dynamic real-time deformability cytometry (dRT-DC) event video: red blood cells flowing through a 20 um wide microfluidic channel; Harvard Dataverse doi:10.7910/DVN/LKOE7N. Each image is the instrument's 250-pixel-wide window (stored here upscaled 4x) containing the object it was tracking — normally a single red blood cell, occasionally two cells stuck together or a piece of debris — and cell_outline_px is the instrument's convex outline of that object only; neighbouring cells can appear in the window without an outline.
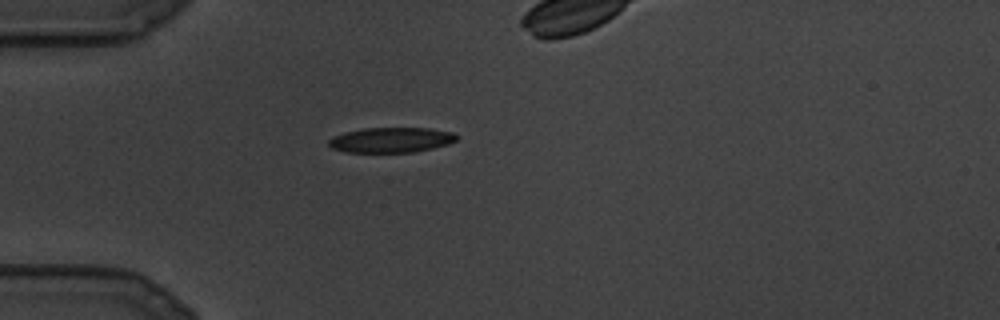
{"species": "common noctule bat (a hibernating species)", "species_latin": "Nyctalus noctula", "temperature_condition": "cold", "stored_images_in_passage": 13, "camera_frame_rate_fps": 3000, "um_per_image_px": 0.085, "animal": {"sex": "male", "body_mass_g": 19.5, "forearm_length_mm": 54.6}, "frame": {"image": 1, "passage_image": 1, "time_ms": 0.0, "image_size_px": [1000, 320], "cell_outline_px": [[460, 136], [456, 140], [448, 144], [416, 152], [344, 152], [332, 148], [328, 144], [328, 140], [332, 136], [344, 132], [364, 128], [428, 128], [452, 132]], "centroid_in_image_um": [33.23, 11.89], "position_along_channel_um": 51.8, "area_um2": 18.84}}
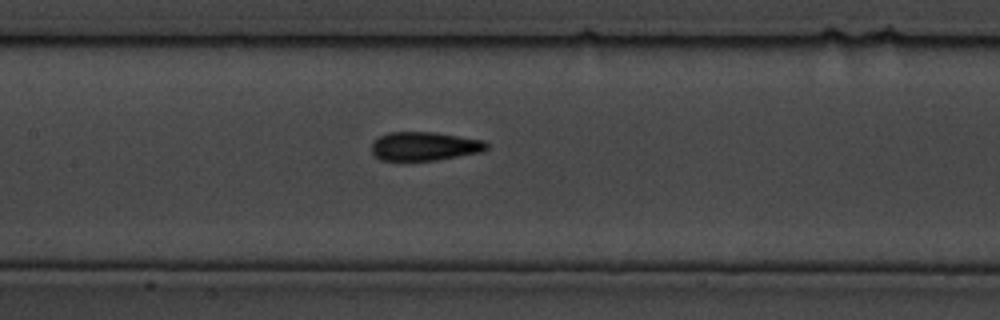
{"frame": {"image": 2, "passage_image": 7, "time_ms": 2.0, "image_size_px": [1000, 320], "cell_outline_px": [[488, 148], [484, 152], [436, 160], [404, 164], [380, 160], [372, 152], [372, 140], [388, 132], [436, 132], [484, 140], [488, 144]], "centroid_in_image_um": [36.05, 12.47], "position_along_channel_um": 171.4, "area_um2": 20.23}}
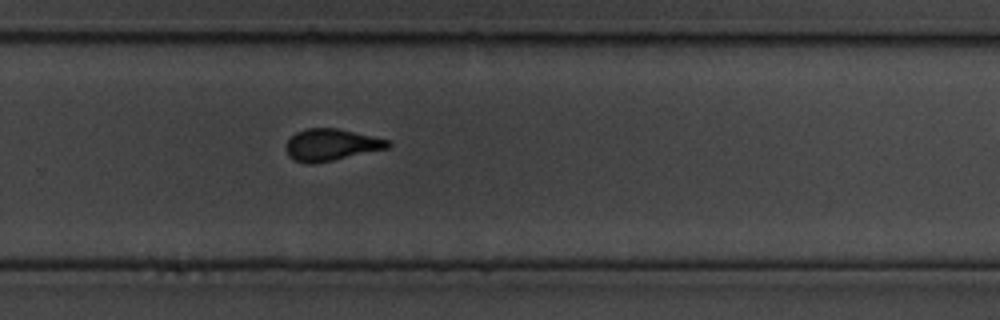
{"frame": {"image": 3, "passage_image": 12, "time_ms": 3.667, "image_size_px": [1000, 320], "cell_outline_px": [[392, 144], [388, 148], [316, 164], [308, 164], [296, 160], [288, 156], [284, 148], [288, 140], [296, 132], [304, 128], [336, 128], [372, 136], [388, 140]], "centroid_in_image_um": [28.11, 12.31], "position_along_channel_um": 301.7, "area_um2": 18.9}}